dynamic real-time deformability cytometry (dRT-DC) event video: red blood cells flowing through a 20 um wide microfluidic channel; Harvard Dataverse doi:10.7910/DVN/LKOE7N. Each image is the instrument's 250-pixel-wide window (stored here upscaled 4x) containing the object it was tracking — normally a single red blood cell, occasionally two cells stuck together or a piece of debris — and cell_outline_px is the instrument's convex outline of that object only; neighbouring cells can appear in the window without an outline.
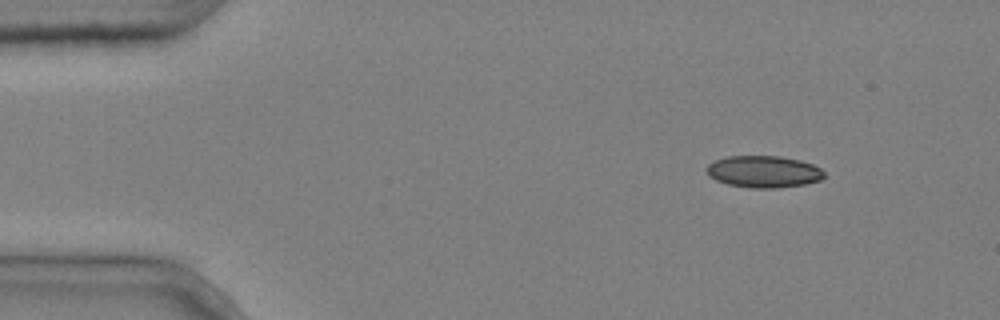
{"species": "common noctule bat (a hibernating species)", "species_latin": "Nyctalus noctula", "temperature_condition": "cold", "stored_images_in_passage": 4, "camera_frame_rate_fps": 3000, "um_per_image_px": 0.085, "animal": {"sex": "male", "body_mass_g": 20.4}, "frame": {"image": 1, "passage_image": 1, "time_ms": 0.0, "image_size_px": [1000, 320], "cell_outline_px": [[824, 176], [820, 180], [804, 184], [776, 188], [748, 188], [728, 184], [716, 180], [708, 176], [704, 168], [708, 164], [716, 160], [728, 156], [780, 156], [800, 160], [812, 164], [820, 168], [824, 172]], "centroid_in_image_um": [64.87, 14.59], "position_along_channel_um": 20.1, "area_um2": 21.91}}
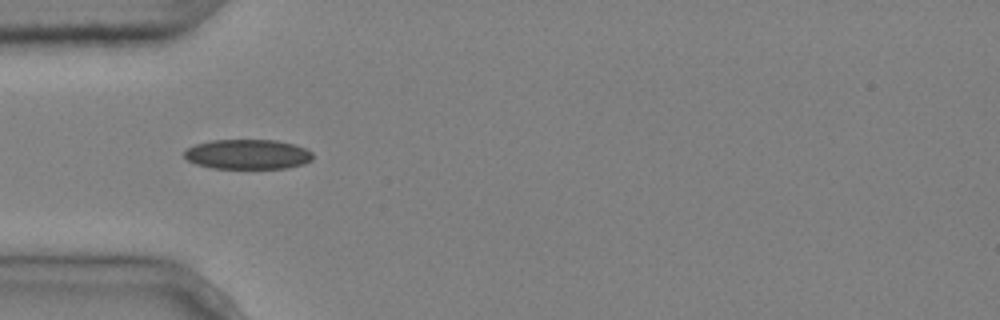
{"frame": {"image": 2, "passage_image": 3, "time_ms": 0.667, "image_size_px": [1000, 320], "cell_outline_px": [[312, 160], [304, 164], [288, 168], [212, 168], [196, 164], [188, 160], [184, 156], [184, 152], [188, 148], [196, 144], [212, 140], [276, 140], [292, 144], [304, 148], [312, 152]], "centroid_in_image_um": [21.06, 13.12], "position_along_channel_um": 63.9, "area_um2": 22.25}}